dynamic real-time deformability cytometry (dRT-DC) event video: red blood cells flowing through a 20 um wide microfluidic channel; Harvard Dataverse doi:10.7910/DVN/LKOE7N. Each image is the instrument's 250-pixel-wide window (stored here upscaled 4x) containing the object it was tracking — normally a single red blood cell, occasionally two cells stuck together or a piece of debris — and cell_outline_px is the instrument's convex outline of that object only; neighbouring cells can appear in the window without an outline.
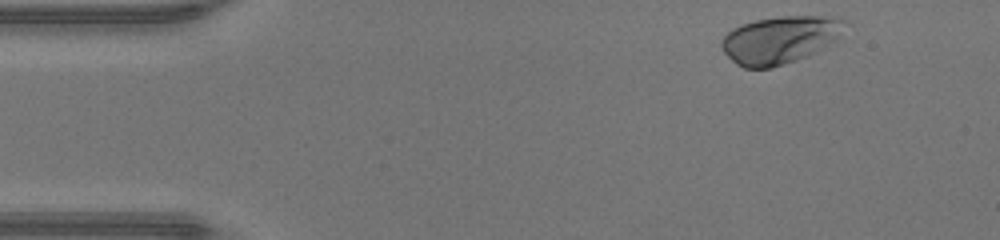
{"species": "human", "species_latin": "Homo sapiens", "temperature_condition": "warm", "stored_images_in_passage": 44, "camera_frame_rate_fps": 3000, "um_per_image_px": 0.085, "donor": {"sex": "male"}, "frame": {"image": 1, "passage_image": 2, "time_ms": 0.333, "image_size_px": [1000, 240], "cell_outline_px": [[852, 24], [828, 48], [808, 56], [772, 68], [744, 68], [736, 64], [724, 52], [720, 44], [720, 40], [732, 28], [740, 24], [756, 20], [780, 16], [836, 16], [848, 20]], "centroid_in_image_um": [66.4, 3.36], "position_along_channel_um": 18.6, "area_um2": 35.08}}
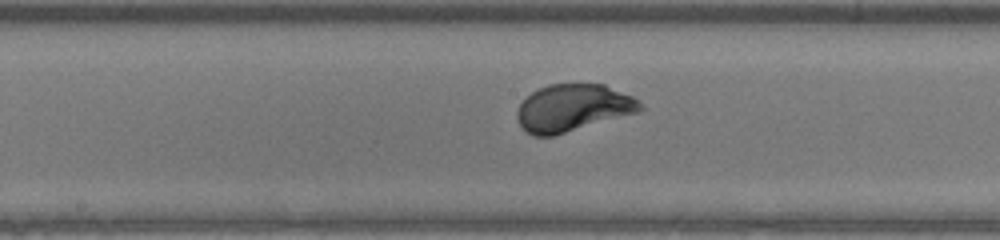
{"frame": {"image": 2, "passage_image": 21, "time_ms": 6.667, "image_size_px": [1000, 240], "cell_outline_px": [[648, 108], [640, 112], [552, 136], [532, 136], [520, 124], [516, 116], [516, 112], [520, 104], [532, 92], [548, 84], [604, 84], [632, 96], [640, 100]], "centroid_in_image_um": [48.76, 9.17], "position_along_channel_um": 199.4, "area_um2": 33.93}}
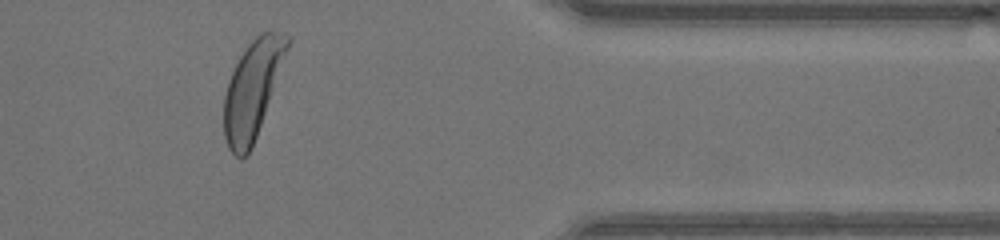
{"frame": {"image": 3, "passage_image": 36, "time_ms": 11.667, "image_size_px": [1000, 240], "cell_outline_px": [[292, 40], [252, 148], [240, 160], [228, 148], [224, 136], [224, 96], [228, 80], [240, 56], [248, 44], [260, 32], [276, 32], [292, 36]], "centroid_in_image_um": [21.47, 7.59], "position_along_channel_um": 389.9, "area_um2": 35.72}, "authors_computed_cell_mechanics": {"area_um2": 33.8997, "velocity_mm_per_s": 4.3247, "shape_relaxation_time_tau1_ms": 1.3677, "shape_relaxation_time_tau2_ms": null, "deformation_change_tau1": 0.1202, "deformation_change_tau2": null}}